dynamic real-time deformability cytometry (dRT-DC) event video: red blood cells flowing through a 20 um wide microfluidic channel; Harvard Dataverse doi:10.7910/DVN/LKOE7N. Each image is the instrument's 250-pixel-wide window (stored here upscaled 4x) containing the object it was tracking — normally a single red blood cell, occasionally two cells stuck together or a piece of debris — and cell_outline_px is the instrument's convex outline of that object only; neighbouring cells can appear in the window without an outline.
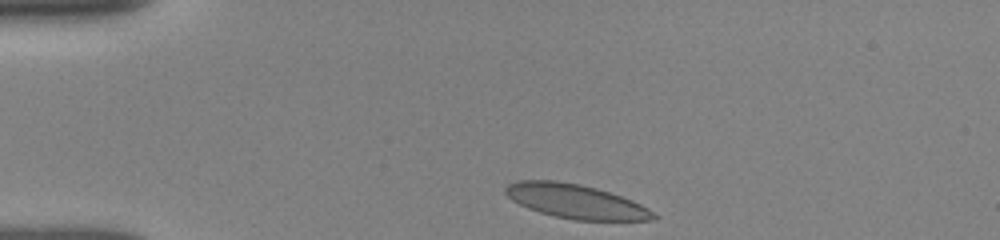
{"species": "human", "species_latin": "Homo sapiens", "temperature_condition": "room temperature", "stored_images_in_passage": 14, "camera_frame_rate_fps": 3000, "um_per_image_px": 0.085, "donor": {"sex": "female"}, "frame": {"image": 1, "passage_image": 1, "time_ms": 0.0, "image_size_px": [1000, 240], "cell_outline_px": [[660, 216], [652, 220], [576, 220], [556, 216], [540, 212], [528, 208], [512, 200], [504, 192], [504, 188], [508, 184], [516, 180], [556, 180], [580, 184], [596, 188], [632, 200], [648, 208]], "centroid_in_image_um": [48.93, 17.11], "position_along_channel_um": 36.1, "area_um2": 29.36}}
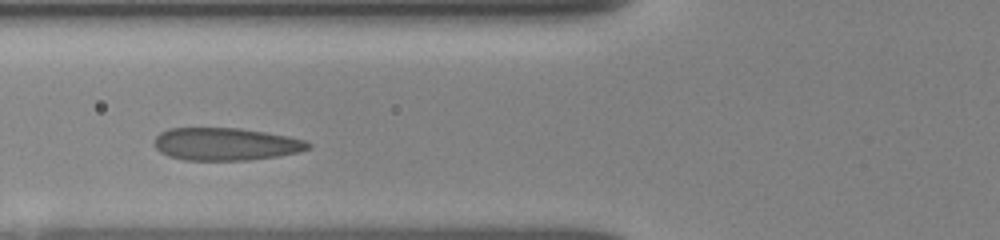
{"frame": {"image": 2, "passage_image": 10, "time_ms": 3.0, "image_size_px": [1000, 240], "cell_outline_px": [[312, 148], [300, 152], [276, 156], [248, 160], [184, 160], [168, 156], [160, 152], [152, 144], [152, 140], [160, 132], [168, 128], [240, 128], [288, 136], [304, 140], [312, 144]], "centroid_in_image_um": [19.15, 12.25], "position_along_channel_um": 106.6, "area_um2": 29.48}}
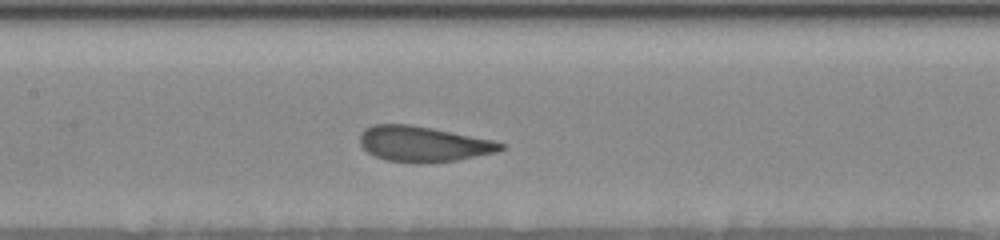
{"frame": {"image": 3, "passage_image": 14, "time_ms": 4.667, "image_size_px": [1000, 240], "cell_outline_px": [[504, 148], [496, 152], [456, 160], [420, 164], [416, 164], [384, 160], [368, 152], [360, 144], [360, 136], [364, 128], [372, 124], [412, 124], [496, 140], [504, 144]], "centroid_in_image_um": [35.97, 12.23], "position_along_channel_um": 171.4, "area_um2": 29.42}}